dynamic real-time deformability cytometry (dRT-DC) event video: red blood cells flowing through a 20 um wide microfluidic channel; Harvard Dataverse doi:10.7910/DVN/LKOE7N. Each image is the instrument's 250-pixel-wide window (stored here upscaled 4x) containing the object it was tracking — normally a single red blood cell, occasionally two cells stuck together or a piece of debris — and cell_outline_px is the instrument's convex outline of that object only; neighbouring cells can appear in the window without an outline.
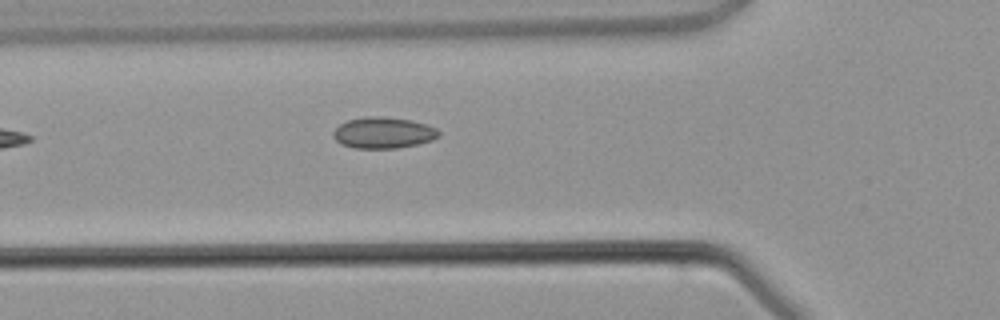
{"species": "common noctule bat (a hibernating species)", "species_latin": "Nyctalus noctula", "temperature_condition": "warm", "stored_images_in_passage": 3, "camera_frame_rate_fps": 3000, "um_per_image_px": 0.085, "animal": {"sex": "male", "body_mass_g": 21.5, "forearm_length_mm": 52.0}, "frame": {"image": 1, "passage_image": 3, "time_ms": 2.667, "image_size_px": [1000, 320], "cell_outline_px": [[440, 136], [432, 140], [416, 144], [396, 148], [356, 148], [340, 144], [332, 136], [332, 132], [340, 124], [348, 120], [368, 116], [380, 116], [408, 120], [428, 124], [436, 128], [440, 132]], "centroid_in_image_um": [32.58, 11.28], "position_along_channel_um": 93.2, "area_um2": 19.13}}